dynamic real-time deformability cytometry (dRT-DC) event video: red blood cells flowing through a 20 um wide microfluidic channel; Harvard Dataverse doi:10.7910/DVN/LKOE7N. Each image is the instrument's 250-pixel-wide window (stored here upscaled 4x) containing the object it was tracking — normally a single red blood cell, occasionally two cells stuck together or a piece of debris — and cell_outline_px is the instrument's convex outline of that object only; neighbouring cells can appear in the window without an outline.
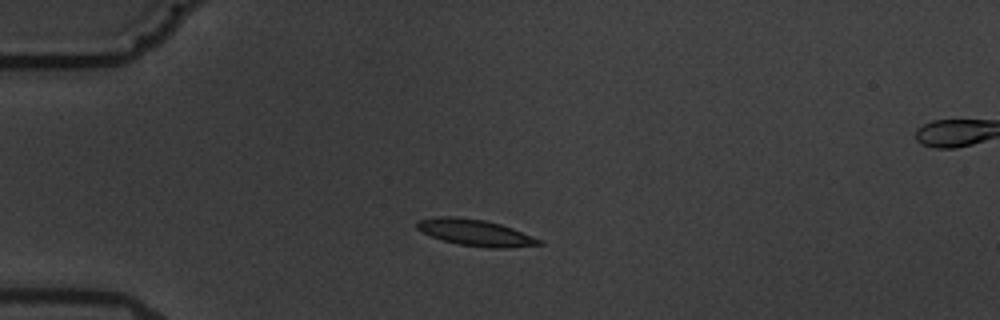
{"species": "common noctule bat (a hibernating species)", "species_latin": "Nyctalus noctula", "temperature_condition": "warm", "stored_images_in_passage": 5, "camera_frame_rate_fps": 3000, "um_per_image_px": 0.085, "animal": {"sex": "male", "body_mass_g": 19.5, "forearm_length_mm": 54.6}, "frame": {"image": 1, "passage_image": 3, "time_ms": 2.333, "image_size_px": [1000, 320], "cell_outline_px": [[544, 244], [508, 248], [492, 248], [460, 244], [444, 240], [432, 236], [416, 228], [416, 224], [420, 220], [440, 216], [452, 216], [484, 220], [500, 224], [512, 228], [544, 240]], "centroid_in_image_um": [40.48, 19.78], "position_along_channel_um": 44.5, "area_um2": 18.55}}
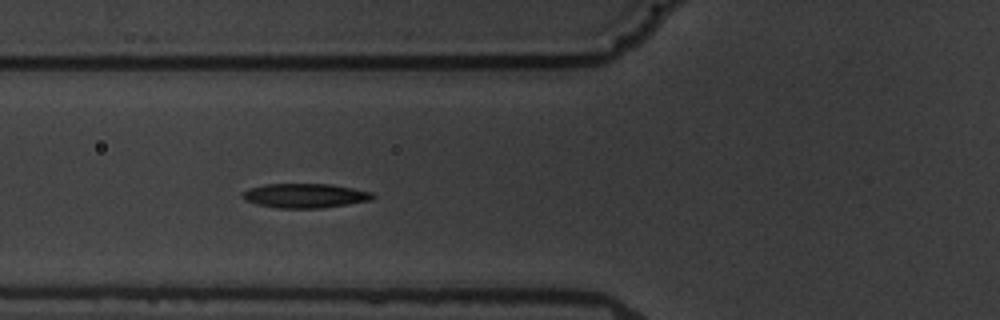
{"frame": {"image": 2, "passage_image": 5, "time_ms": 4.667, "image_size_px": [1000, 320], "cell_outline_px": [[376, 196], [372, 200], [348, 204], [320, 208], [276, 208], [256, 204], [244, 200], [240, 196], [248, 188], [264, 184], [332, 184], [372, 192]], "centroid_in_image_um": [25.91, 16.63], "position_along_channel_um": 99.9, "area_um2": 18.61}}